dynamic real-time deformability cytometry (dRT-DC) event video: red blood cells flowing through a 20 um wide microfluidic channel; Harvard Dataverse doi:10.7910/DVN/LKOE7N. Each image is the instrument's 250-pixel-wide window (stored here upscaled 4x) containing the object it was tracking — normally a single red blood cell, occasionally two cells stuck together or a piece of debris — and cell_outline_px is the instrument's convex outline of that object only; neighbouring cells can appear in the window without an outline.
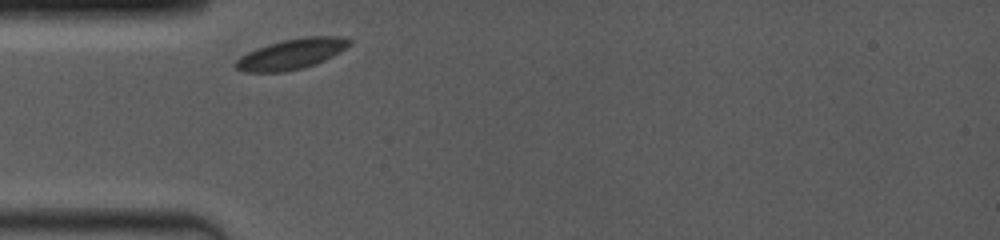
{"species": "common noctule bat (a hibernating species)", "species_latin": "Nyctalus noctula", "temperature_condition": "room temperature", "stored_images_in_passage": 29, "camera_frame_rate_fps": 4000, "um_per_image_px": 0.085, "animal": {"sex": "female", "body_mass_g": 19.0, "forearm_length_mm": 53.3}, "frame": {"image": 1, "passage_image": 1, "time_ms": 0.0, "image_size_px": [1000, 240], "cell_outline_px": [[352, 44], [340, 52], [324, 60], [304, 68], [284, 72], [244, 72], [236, 68], [232, 64], [240, 56], [248, 52], [268, 44], [284, 40], [304, 36], [344, 36], [352, 40]], "centroid_in_image_um": [24.79, 4.59], "position_along_channel_um": 60.2, "area_um2": 20.29}}
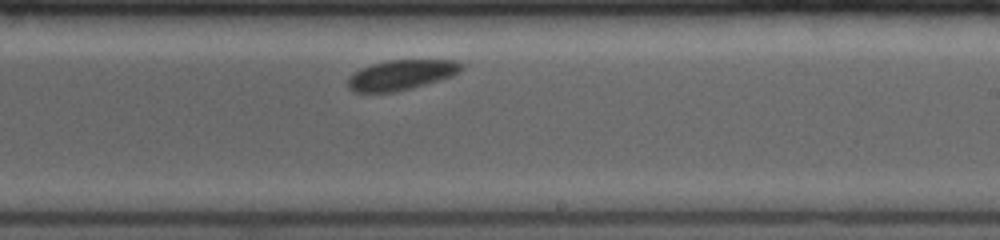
{"frame": {"image": 2, "passage_image": 17, "time_ms": 5.25, "image_size_px": [1000, 240], "cell_outline_px": [[464, 68], [460, 72], [452, 76], [440, 80], [412, 88], [396, 92], [352, 92], [348, 88], [348, 80], [360, 68], [372, 64], [388, 60], [460, 60], [464, 64]], "centroid_in_image_um": [34.17, 6.36], "position_along_channel_um": 254.8, "area_um2": 20.0}}
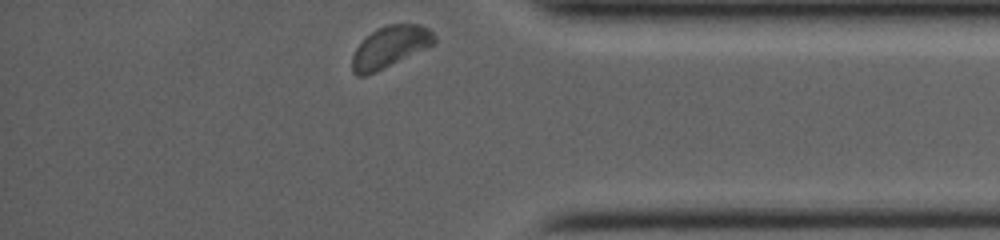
{"frame": {"image": 3, "passage_image": 29, "time_ms": 9.25, "image_size_px": [1000, 240], "cell_outline_px": [[436, 44], [368, 76], [356, 76], [352, 72], [352, 56], [356, 48], [376, 28], [388, 24], [420, 24], [428, 28], [436, 36]], "centroid_in_image_um": [33.17, 4.0], "position_along_channel_um": 402.0, "area_um2": 20.06}, "authors_computed_cell_mechanics": {"area_um2": 20.2878, "velocity_mm_per_s": 3.7717, "shape_relaxation_time_tau1_ms": 0.9813, "shape_relaxation_time_tau2_ms": null, "deformation_change_tau1": 0.0491, "deformation_change_tau2": null}}